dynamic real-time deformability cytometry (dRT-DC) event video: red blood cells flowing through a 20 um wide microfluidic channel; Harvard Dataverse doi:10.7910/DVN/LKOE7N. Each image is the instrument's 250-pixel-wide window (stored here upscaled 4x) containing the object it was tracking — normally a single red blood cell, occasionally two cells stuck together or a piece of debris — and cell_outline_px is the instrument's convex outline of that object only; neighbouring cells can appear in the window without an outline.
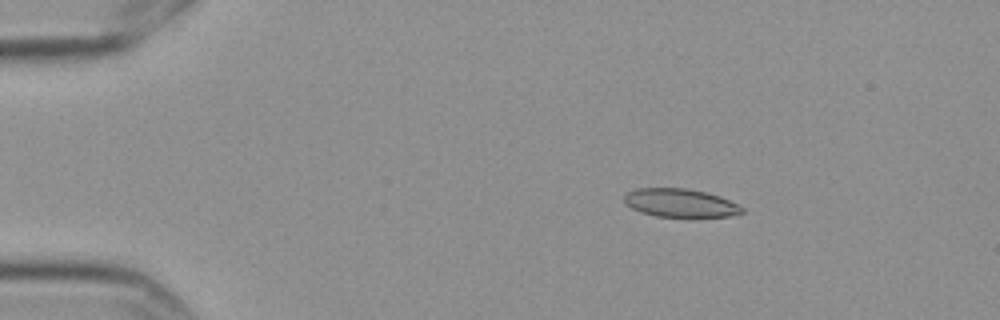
{"species": "Egyptian fruit bat (a non-hibernating species)", "species_latin": "Rousettus aegyptiacus", "temperature_condition": "cold", "stored_images_in_passage": 3, "camera_frame_rate_fps": 3000, "um_per_image_px": 0.085, "frame": {"image": 1, "passage_image": 1, "time_ms": 0.0, "image_size_px": [1000, 320], "cell_outline_px": [[744, 212], [732, 216], [688, 220], [656, 216], [640, 212], [624, 204], [624, 196], [628, 192], [636, 188], [688, 188], [720, 196], [744, 208]], "centroid_in_image_um": [57.85, 17.31], "position_along_channel_um": 27.2, "area_um2": 20.4}}